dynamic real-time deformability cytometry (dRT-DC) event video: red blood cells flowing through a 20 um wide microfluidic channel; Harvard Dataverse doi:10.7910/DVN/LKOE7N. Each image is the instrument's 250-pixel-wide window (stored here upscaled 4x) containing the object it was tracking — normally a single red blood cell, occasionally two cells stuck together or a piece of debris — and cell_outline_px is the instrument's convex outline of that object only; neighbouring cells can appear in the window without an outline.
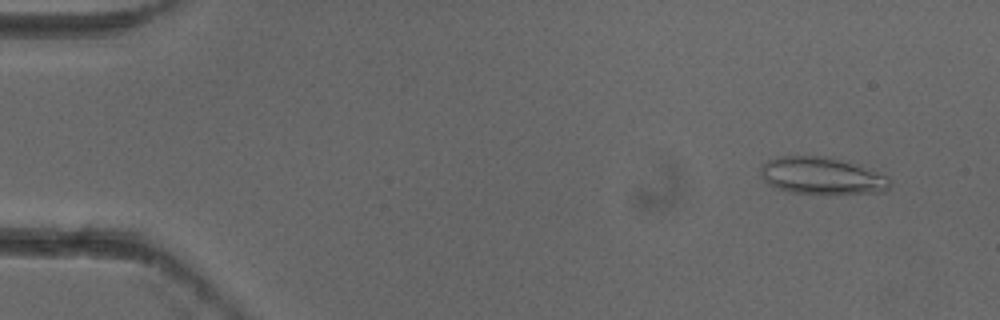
{"species": "common noctule bat (a hibernating species)", "species_latin": "Nyctalus noctula", "temperature_condition": "cold", "stored_images_in_passage": 4, "camera_frame_rate_fps": 3000, "um_per_image_px": 0.085, "animal": {"sex": "female"}, "frame": {"image": 1, "passage_image": 1, "time_ms": 0.0, "image_size_px": [1000, 320], "cell_outline_px": [[892, 180], [888, 188], [884, 192], [792, 192], [768, 184], [764, 180], [760, 172], [760, 168], [768, 160], [776, 156], [828, 156], [860, 164], [888, 176]], "centroid_in_image_um": [69.89, 14.89], "position_along_channel_um": 15.1, "area_um2": 27.63}}